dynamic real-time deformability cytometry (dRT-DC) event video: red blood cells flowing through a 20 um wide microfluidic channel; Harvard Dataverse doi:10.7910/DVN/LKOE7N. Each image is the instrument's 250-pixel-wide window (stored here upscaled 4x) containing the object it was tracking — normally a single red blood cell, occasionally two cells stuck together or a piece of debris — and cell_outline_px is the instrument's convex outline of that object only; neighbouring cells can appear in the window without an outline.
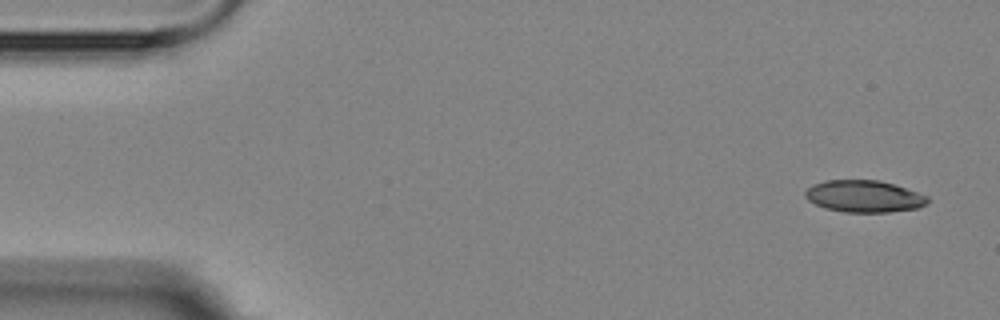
{"species": "Egyptian fruit bat (a non-hibernating species)", "species_latin": "Rousettus aegyptiacus", "temperature_condition": "room temperature", "stored_images_in_passage": 15, "camera_frame_rate_fps": 3000, "um_per_image_px": 0.085, "animal": {"sex": "female"}, "frame": {"image": 1, "passage_image": 1, "time_ms": 0.0, "image_size_px": [1000, 320], "cell_outline_px": [[928, 204], [920, 208], [888, 212], [844, 212], [824, 208], [808, 200], [804, 196], [804, 192], [812, 184], [824, 180], [880, 180], [928, 196]], "centroid_in_image_um": [73.42, 16.69], "position_along_channel_um": 11.6, "area_um2": 22.83}}
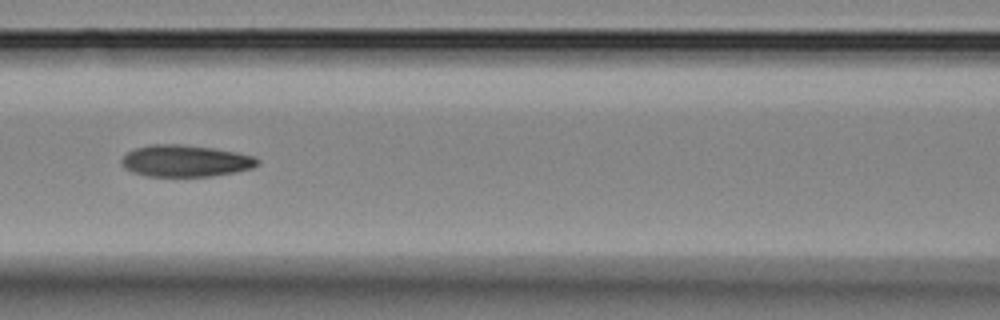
{"frame": {"image": 2, "passage_image": 7, "time_ms": 7.0, "image_size_px": [1000, 320], "cell_outline_px": [[260, 164], [252, 168], [236, 172], [212, 176], [148, 176], [132, 172], [124, 168], [120, 160], [128, 152], [136, 148], [148, 144], [180, 144], [212, 148], [236, 152], [252, 156], [260, 160]], "centroid_in_image_um": [15.76, 13.68], "position_along_channel_um": 150.8, "area_um2": 25.14}}
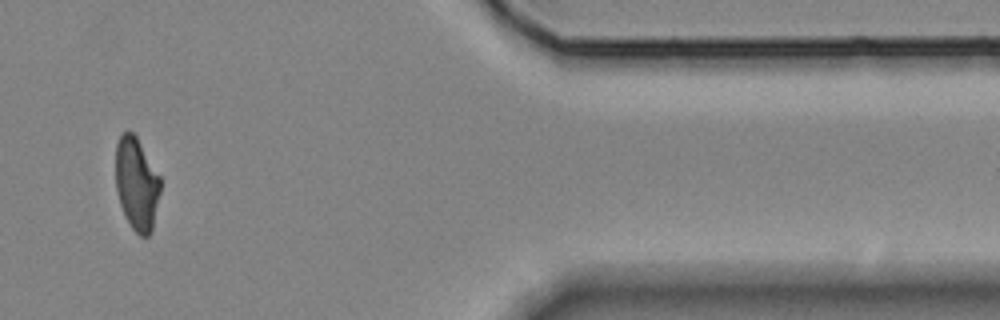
{"frame": {"image": 3, "passage_image": 13, "time_ms": 15.0, "image_size_px": [1000, 320], "cell_outline_px": [[160, 192], [152, 232], [148, 236], [140, 236], [132, 228], [120, 204], [116, 188], [116, 144], [120, 136], [128, 128], [136, 136], [160, 176]], "centroid_in_image_um": [11.62, 15.61], "position_along_channel_um": 399.8, "area_um2": 24.1}, "authors_computed_cell_mechanics": {"area_um2": 24.565, "velocity_mm_per_s": 3.5803, "shape_relaxation_time_tau1_ms": 3.1388, "shape_relaxation_time_tau2_ms": null, "deformation_change_tau1": 0.1251, "deformation_change_tau2": null}}